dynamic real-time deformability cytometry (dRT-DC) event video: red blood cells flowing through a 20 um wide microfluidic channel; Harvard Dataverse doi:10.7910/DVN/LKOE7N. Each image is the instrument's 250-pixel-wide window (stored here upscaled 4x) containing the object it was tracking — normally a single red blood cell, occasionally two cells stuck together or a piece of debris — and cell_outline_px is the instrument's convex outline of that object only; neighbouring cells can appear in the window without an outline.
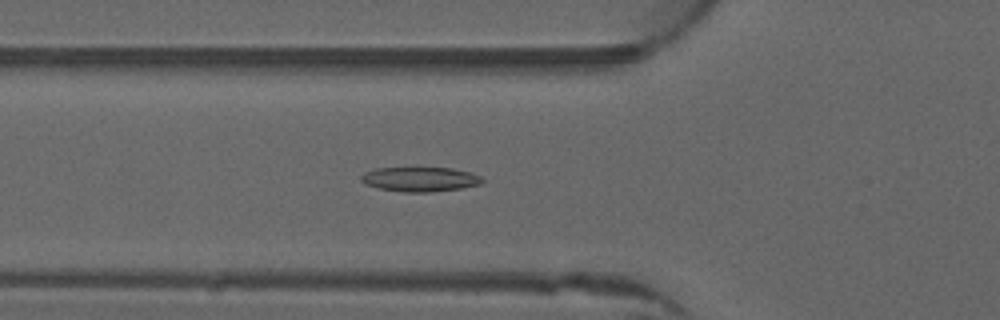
{"species": "common noctule bat (a hibernating species)", "species_latin": "Nyctalus noctula", "temperature_condition": "warm", "stored_images_in_passage": 42, "camera_frame_rate_fps": 3000, "um_per_image_px": 0.085, "animal": {"sex": "male", "forearm_length_mm": 52.5}, "frame": {"image": 1, "passage_image": 9, "time_ms": 2.667, "image_size_px": [1000, 320], "cell_outline_px": [[484, 180], [480, 184], [460, 188], [432, 192], [404, 192], [380, 188], [364, 184], [360, 180], [360, 176], [364, 172], [376, 168], [452, 168], [472, 172], [480, 176]], "centroid_in_image_um": [35.69, 15.23], "position_along_channel_um": 90.1, "area_um2": 17.34}}
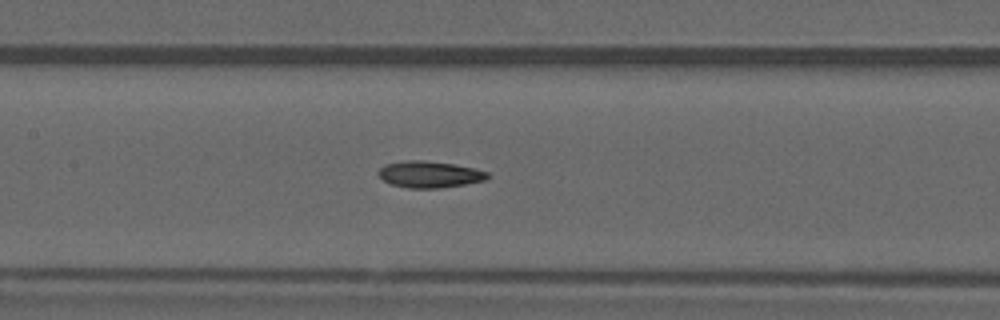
{"frame": {"image": 2, "passage_image": 15, "time_ms": 4.667, "image_size_px": [1000, 320], "cell_outline_px": [[492, 176], [484, 180], [464, 184], [440, 188], [408, 188], [392, 184], [384, 180], [376, 172], [384, 164], [404, 160], [424, 160], [456, 164], [476, 168], [488, 172]], "centroid_in_image_um": [36.53, 14.8], "position_along_channel_um": 170.9, "area_um2": 17.05}}
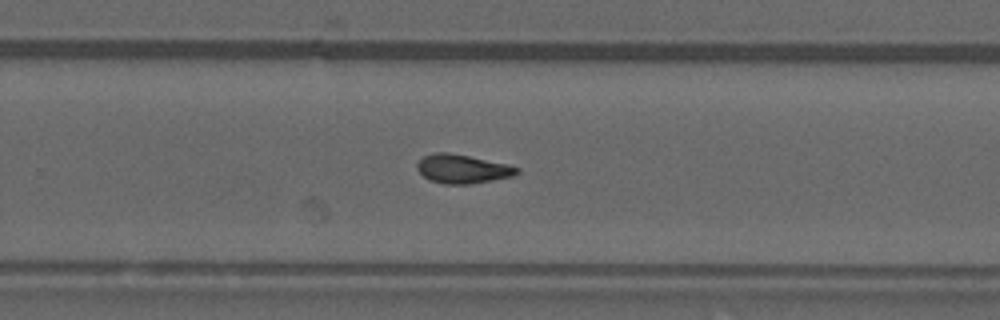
{"frame": {"image": 3, "passage_image": 24, "time_ms": 7.667, "image_size_px": [1000, 320], "cell_outline_px": [[520, 172], [512, 176], [472, 184], [444, 184], [428, 180], [416, 168], [416, 164], [424, 156], [436, 152], [448, 152], [508, 164], [520, 168]], "centroid_in_image_um": [39.31, 14.36], "position_along_channel_um": 290.5, "area_um2": 16.76}, "authors_computed_cell_mechanics": {"area_um2": 16.5019, "velocity_mm_per_s": 4.0109, "shape_relaxation_time_tau1_ms": 7.9799, "shape_relaxation_time_tau2_ms": 4.8383, "deformation_change_tau1": 0.1876, "deformation_change_tau2": 0.1154}}